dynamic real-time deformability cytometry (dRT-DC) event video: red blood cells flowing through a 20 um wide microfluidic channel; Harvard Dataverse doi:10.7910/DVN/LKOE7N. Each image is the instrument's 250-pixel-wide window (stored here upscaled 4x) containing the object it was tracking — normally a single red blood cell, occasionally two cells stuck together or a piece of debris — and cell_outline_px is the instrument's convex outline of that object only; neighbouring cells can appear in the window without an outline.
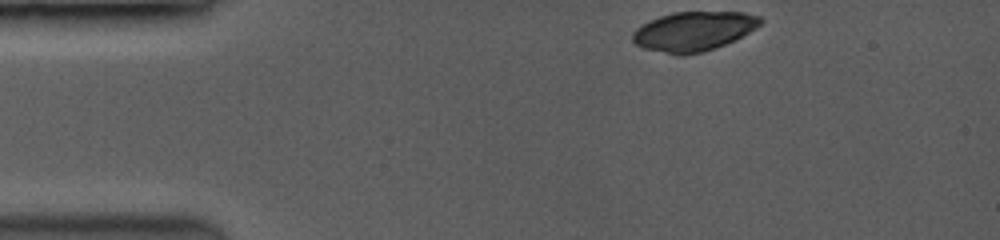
{"species": "common noctule bat (a hibernating species)", "species_latin": "Nyctalus noctula", "temperature_condition": "room temperature", "stored_images_in_passage": 16, "camera_frame_rate_fps": 3500, "um_per_image_px": 0.085, "animal": {"sex": "female", "body_mass_g": 19.0, "forearm_length_mm": 53.3}, "frame": {"image": 1, "passage_image": 1, "time_ms": 0.0, "image_size_px": [1000, 240], "cell_outline_px": [[764, 20], [760, 24], [748, 32], [724, 44], [700, 52], [668, 52], [644, 48], [636, 44], [632, 40], [632, 36], [636, 28], [660, 16], [676, 12], [744, 12], [760, 16]], "centroid_in_image_um": [58.98, 2.61], "position_along_channel_um": 26.0, "area_um2": 28.15}}